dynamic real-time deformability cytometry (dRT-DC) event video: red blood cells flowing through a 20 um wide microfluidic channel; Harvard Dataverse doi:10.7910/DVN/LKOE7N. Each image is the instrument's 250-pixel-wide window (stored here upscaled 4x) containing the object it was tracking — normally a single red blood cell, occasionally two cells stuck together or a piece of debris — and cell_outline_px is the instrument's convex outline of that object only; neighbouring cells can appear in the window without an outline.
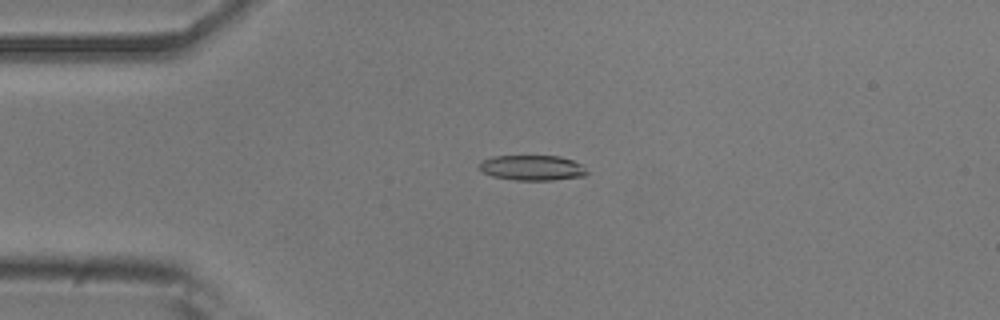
{"species": "common noctule bat (a hibernating species)", "species_latin": "Nyctalus noctula", "temperature_condition": "room temperature", "stored_images_in_passage": 31, "camera_frame_rate_fps": 3000, "um_per_image_px": 0.085, "animal": {"sex": "male", "body_mass_g": 20.5, "forearm_length_mm": 52.5}, "frame": {"image": 1, "passage_image": 2, "time_ms": 0.333, "image_size_px": [1000, 320], "cell_outline_px": [[588, 172], [584, 176], [552, 180], [516, 180], [492, 176], [484, 172], [480, 168], [480, 160], [492, 156], [560, 156], [572, 160], [580, 164]], "centroid_in_image_um": [45.22, 14.26], "position_along_channel_um": 39.8, "area_um2": 15.72}}
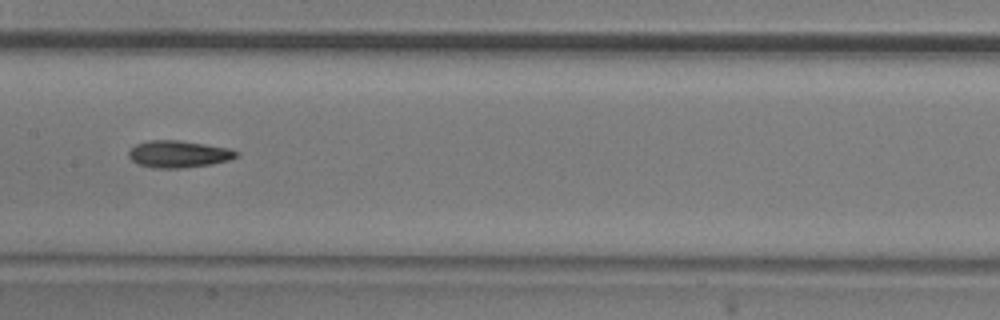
{"frame": {"image": 2, "passage_image": 16, "time_ms": 5.0, "image_size_px": [1000, 320], "cell_outline_px": [[240, 156], [232, 160], [212, 164], [184, 168], [152, 168], [140, 164], [132, 160], [128, 156], [128, 152], [136, 144], [148, 140], [180, 140], [228, 148], [240, 152]], "centroid_in_image_um": [15.23, 13.1], "position_along_channel_um": 192.2, "area_um2": 17.11}}
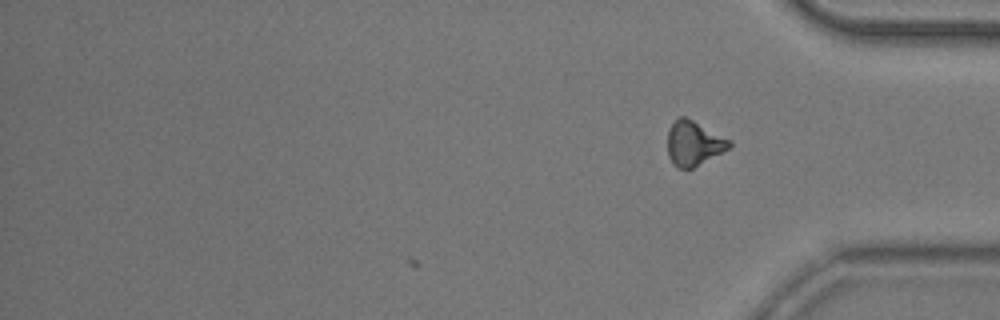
{"frame": {"image": 3, "passage_image": 31, "time_ms": 10.0, "image_size_px": [1000, 320], "cell_outline_px": [[732, 148], [692, 168], [676, 168], [672, 164], [668, 156], [668, 128], [680, 116], [684, 116], [732, 140]], "centroid_in_image_um": [58.99, 12.2], "position_along_channel_um": 376.2, "area_um2": 16.18}, "authors_computed_cell_mechanics": {"area_um2": 16.184, "velocity_mm_per_s": 3.787, "shape_relaxation_time_tau1_ms": 8.0942, "shape_relaxation_time_tau2_ms": 5.7285, "deformation_change_tau1": 0.1704, "deformation_change_tau2": 0.149}}